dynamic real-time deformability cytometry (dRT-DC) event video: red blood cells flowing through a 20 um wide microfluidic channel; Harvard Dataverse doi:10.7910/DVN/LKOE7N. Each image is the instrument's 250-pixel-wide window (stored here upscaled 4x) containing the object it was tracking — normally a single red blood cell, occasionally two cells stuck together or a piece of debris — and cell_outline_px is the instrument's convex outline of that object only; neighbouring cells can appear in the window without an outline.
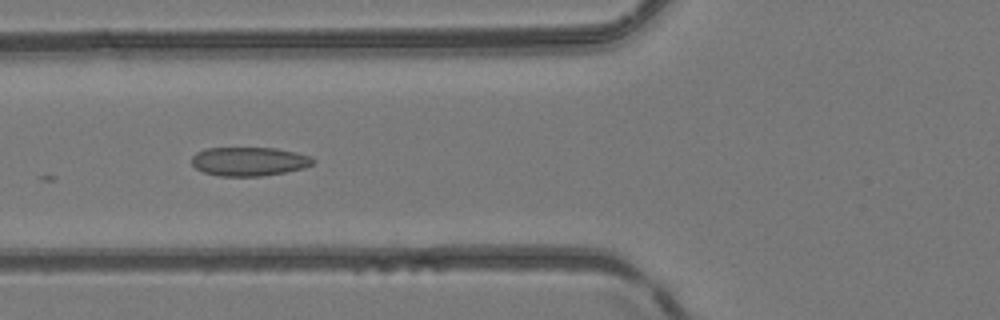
{"species": "common noctule bat (a hibernating species)", "species_latin": "Nyctalus noctula", "temperature_condition": "room temperature", "stored_images_in_passage": 4, "camera_frame_rate_fps": 3000, "um_per_image_px": 0.085, "animal": {"sex": "female", "body_mass_g": 24.6, "forearm_length_mm": 56.2}, "frame": {"image": 1, "passage_image": 4, "time_ms": 3.333, "image_size_px": [1000, 320], "cell_outline_px": [[316, 160], [312, 164], [304, 168], [284, 172], [260, 176], [220, 176], [204, 172], [196, 168], [192, 164], [192, 156], [196, 152], [204, 148], [276, 148], [296, 152], [312, 156]], "centroid_in_image_um": [21.18, 13.71], "position_along_channel_um": 104.6, "area_um2": 20.46}}